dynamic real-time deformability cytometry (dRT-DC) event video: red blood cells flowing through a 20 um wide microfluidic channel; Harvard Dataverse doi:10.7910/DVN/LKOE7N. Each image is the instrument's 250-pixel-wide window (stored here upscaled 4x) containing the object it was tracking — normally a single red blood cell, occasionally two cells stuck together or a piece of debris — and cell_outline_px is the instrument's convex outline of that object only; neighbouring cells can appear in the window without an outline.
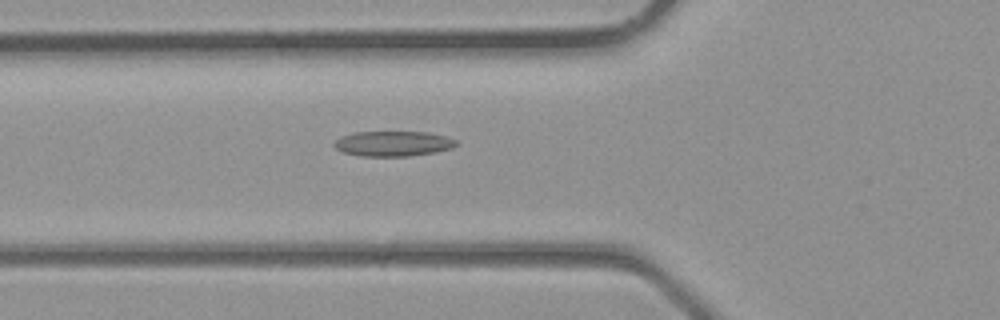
{"species": "common noctule bat (a hibernating species)", "species_latin": "Nyctalus noctula", "temperature_condition": "room temperature", "stored_images_in_passage": 31, "camera_frame_rate_fps": 3000, "um_per_image_px": 0.085, "animal": {"sex": "male", "body_mass_g": 23.1, "forearm_length_mm": 52.7}, "frame": {"image": 1, "passage_image": 7, "time_ms": 2.0, "image_size_px": [1000, 320], "cell_outline_px": [[460, 144], [452, 148], [436, 152], [408, 156], [360, 156], [344, 152], [336, 148], [332, 144], [340, 136], [356, 132], [428, 132], [448, 136], [456, 140]], "centroid_in_image_um": [33.45, 12.2], "position_along_channel_um": 92.3, "area_um2": 18.03}}
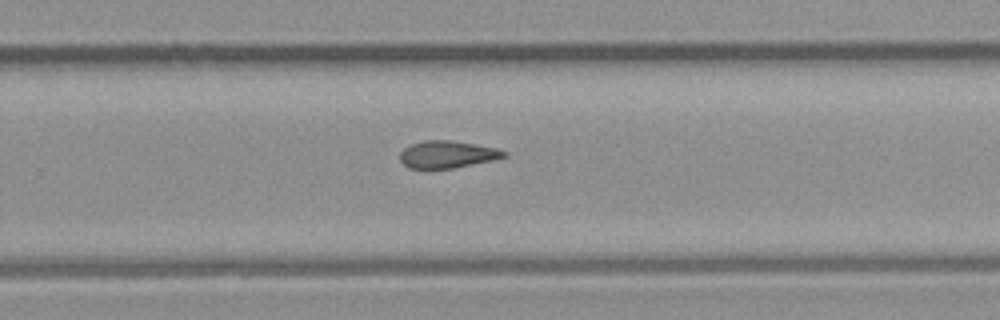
{"frame": {"image": 2, "passage_image": 18, "time_ms": 5.667, "image_size_px": [1000, 320], "cell_outline_px": [[508, 156], [496, 160], [452, 168], [408, 168], [400, 160], [400, 152], [404, 148], [412, 144], [424, 140], [452, 140], [496, 148], [508, 152]], "centroid_in_image_um": [38.06, 13.12], "position_along_channel_um": 291.7, "area_um2": 16.53}}
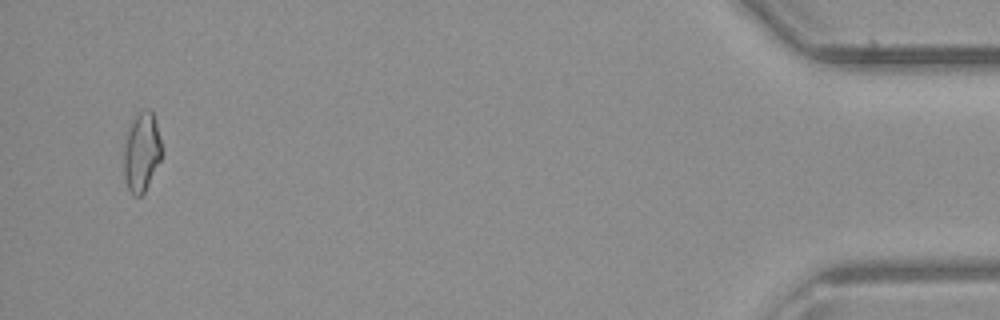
{"frame": {"image": 3, "passage_image": 30, "time_ms": 9.667, "image_size_px": [1000, 320], "cell_outline_px": [[164, 152], [144, 192], [140, 196], [132, 196], [128, 188], [124, 176], [124, 148], [128, 132], [136, 116], [144, 108], [152, 108], [164, 148]], "centroid_in_image_um": [12.08, 12.91], "position_along_channel_um": 423.1, "area_um2": 17.57}}